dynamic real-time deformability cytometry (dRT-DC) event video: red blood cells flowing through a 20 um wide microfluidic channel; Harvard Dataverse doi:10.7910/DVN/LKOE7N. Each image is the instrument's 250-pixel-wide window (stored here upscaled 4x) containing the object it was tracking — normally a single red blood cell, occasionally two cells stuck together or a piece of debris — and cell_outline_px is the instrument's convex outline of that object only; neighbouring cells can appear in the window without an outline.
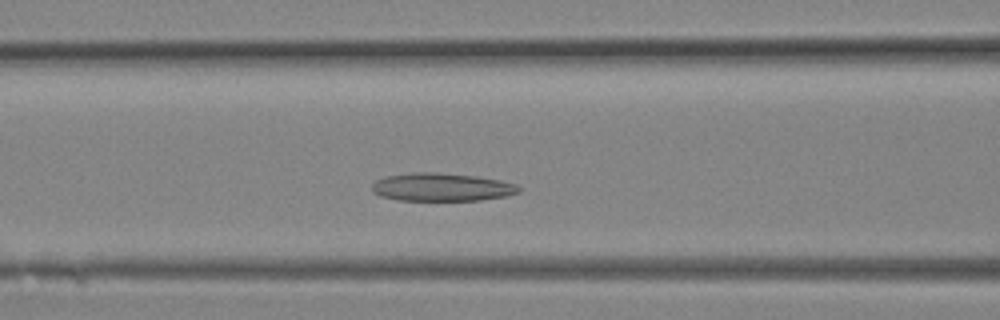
{"species": "Egyptian fruit bat (a non-hibernating species)", "species_latin": "Rousettus aegyptiacus", "temperature_condition": "room temperature", "stored_images_in_passage": 9, "camera_frame_rate_fps": 3000, "um_per_image_px": 0.085, "animal": {"sex": "female"}, "frame": {"image": 1, "passage_image": 7, "time_ms": 2.0, "image_size_px": [1000, 320], "cell_outline_px": [[524, 188], [520, 192], [508, 196], [480, 200], [396, 200], [380, 196], [372, 192], [372, 184], [376, 180], [384, 176], [412, 172], [436, 172], [476, 176], [500, 180], [516, 184]], "centroid_in_image_um": [37.56, 15.9], "position_along_channel_um": 129.0, "area_um2": 24.33}}
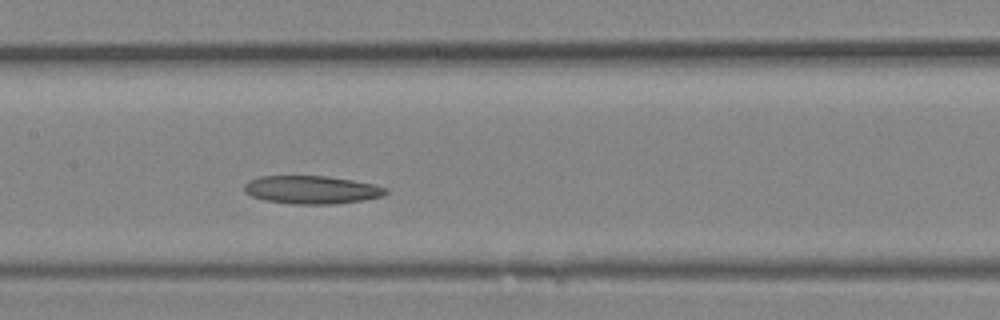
{"frame": {"image": 2, "passage_image": 9, "time_ms": 2.667, "image_size_px": [1000, 320], "cell_outline_px": [[388, 192], [384, 196], [336, 204], [292, 204], [264, 200], [252, 196], [244, 192], [244, 184], [248, 180], [260, 176], [324, 176], [352, 180], [372, 184], [388, 188]], "centroid_in_image_um": [26.46, 16.13], "position_along_channel_um": 180.9, "area_um2": 23.18}}